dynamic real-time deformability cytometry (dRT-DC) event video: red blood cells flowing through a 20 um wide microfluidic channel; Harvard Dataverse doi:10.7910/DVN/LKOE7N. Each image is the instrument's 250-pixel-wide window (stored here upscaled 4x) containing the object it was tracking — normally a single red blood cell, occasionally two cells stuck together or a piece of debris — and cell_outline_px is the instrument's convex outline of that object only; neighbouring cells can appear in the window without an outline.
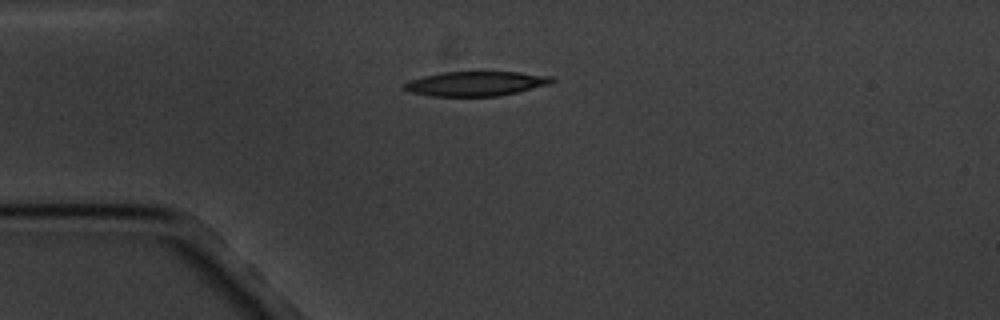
{"species": "common noctule bat (a hibernating species)", "species_latin": "Nyctalus noctula", "temperature_condition": "cold", "stored_images_in_passage": 6, "camera_frame_rate_fps": 3000, "um_per_image_px": 0.085, "animal": {"sex": "male", "body_mass_g": 20.1, "forearm_length_mm": 53.5}, "frame": {"image": 1, "passage_image": 1, "time_ms": 0.0, "image_size_px": [1000, 320], "cell_outline_px": [[556, 80], [552, 84], [500, 96], [428, 96], [408, 92], [404, 88], [404, 84], [408, 80], [440, 72], [520, 72], [552, 76]], "centroid_in_image_um": [40.46, 7.11], "position_along_channel_um": 44.5, "area_um2": 21.39}}
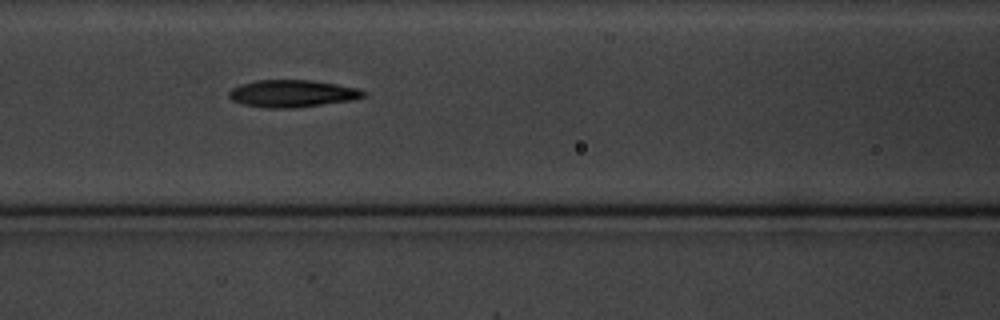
{"frame": {"image": 2, "passage_image": 4, "time_ms": 3.333, "image_size_px": [1000, 320], "cell_outline_px": [[368, 96], [352, 100], [296, 108], [264, 108], [244, 104], [232, 100], [228, 96], [228, 92], [232, 88], [240, 84], [256, 80], [312, 80], [360, 88], [368, 92]], "centroid_in_image_um": [24.89, 7.95], "position_along_channel_um": 141.7, "area_um2": 21.62}}
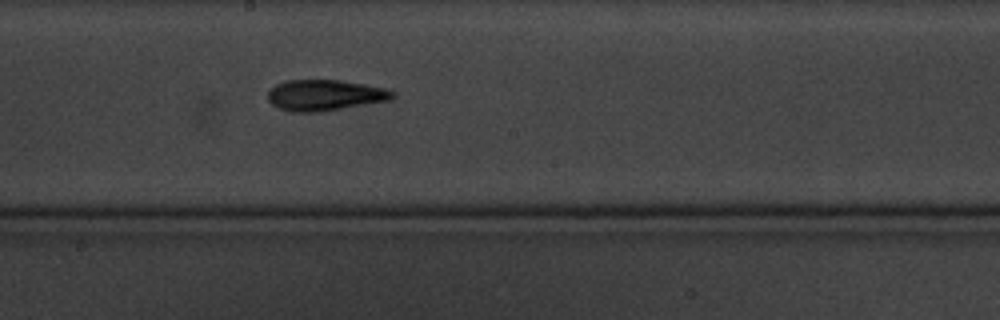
{"frame": {"image": 3, "passage_image": 6, "time_ms": 5.667, "image_size_px": [1000, 320], "cell_outline_px": [[396, 96], [388, 100], [320, 112], [292, 112], [280, 108], [272, 104], [268, 100], [268, 92], [276, 84], [288, 80], [340, 80], [364, 84], [384, 88], [396, 92]], "centroid_in_image_um": [27.61, 8.09], "position_along_channel_um": 220.6, "area_um2": 22.31}}